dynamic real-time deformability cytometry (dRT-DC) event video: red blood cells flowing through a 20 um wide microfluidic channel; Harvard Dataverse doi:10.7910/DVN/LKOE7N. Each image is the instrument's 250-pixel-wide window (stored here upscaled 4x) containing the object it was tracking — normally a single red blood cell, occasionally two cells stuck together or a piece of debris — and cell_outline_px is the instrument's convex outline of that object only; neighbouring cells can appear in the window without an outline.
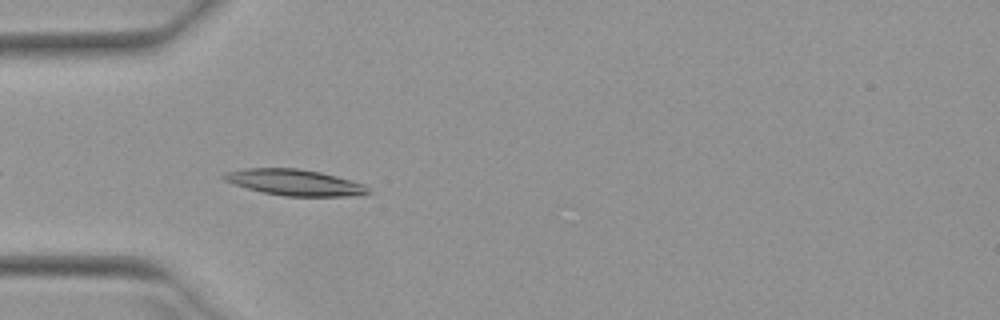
{"species": "Egyptian fruit bat (a non-hibernating species)", "species_latin": "Rousettus aegyptiacus", "temperature_condition": "warm", "stored_images_in_passage": 25, "camera_frame_rate_fps": 3000, "um_per_image_px": 0.085, "animal": {"sex": "female"}, "frame": {"image": 1, "passage_image": 3, "time_ms": 0.667, "image_size_px": [1000, 320], "cell_outline_px": [[372, 192], [360, 196], [284, 196], [264, 192], [232, 184], [224, 180], [220, 176], [224, 172], [244, 168], [296, 168], [320, 172], [336, 176], [364, 184]], "centroid_in_image_um": [25.03, 15.5], "position_along_channel_um": 60.0, "area_um2": 22.02}}
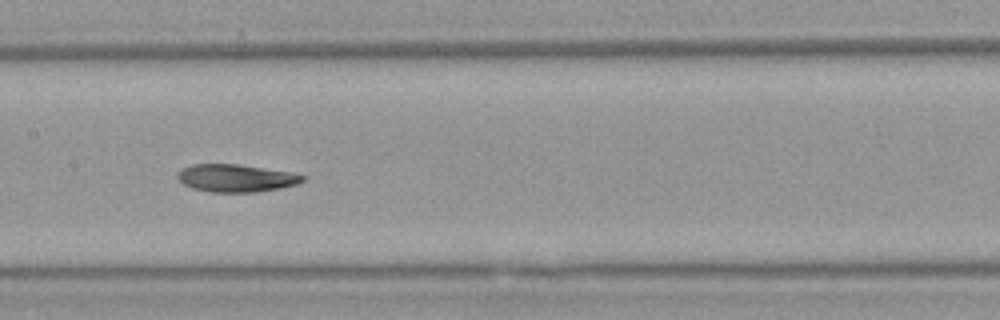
{"frame": {"image": 2, "passage_image": 13, "time_ms": 4.0, "image_size_px": [1000, 320], "cell_outline_px": [[304, 180], [296, 184], [280, 188], [256, 192], [212, 192], [192, 188], [184, 184], [176, 176], [184, 168], [192, 164], [236, 164], [292, 172], [304, 176]], "centroid_in_image_um": [20.07, 15.14], "position_along_channel_um": 187.3, "area_um2": 19.88}}
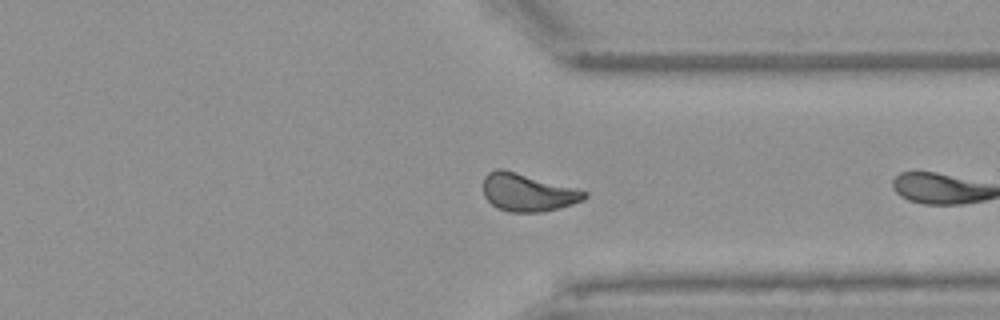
{"frame": {"image": 3, "passage_image": 24, "time_ms": 7.667, "image_size_px": [1000, 320], "cell_outline_px": [[588, 196], [584, 200], [560, 208], [540, 212], [508, 212], [496, 208], [484, 196], [484, 176], [488, 172], [496, 168], [504, 168], [588, 192]], "centroid_in_image_um": [44.83, 16.35], "position_along_channel_um": 366.6, "area_um2": 22.37}}